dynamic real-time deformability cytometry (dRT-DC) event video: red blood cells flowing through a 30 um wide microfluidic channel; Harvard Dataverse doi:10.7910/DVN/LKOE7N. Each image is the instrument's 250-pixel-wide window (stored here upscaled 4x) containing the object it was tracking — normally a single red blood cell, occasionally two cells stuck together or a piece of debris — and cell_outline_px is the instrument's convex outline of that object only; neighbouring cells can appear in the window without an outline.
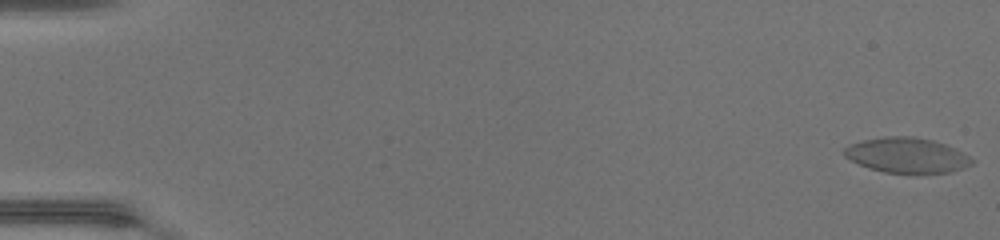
{"species": "common noctule bat (a hibernating species)", "species_latin": "Nyctalus noctula", "temperature_condition": "warm", "stored_images_in_passage": 51, "camera_frame_rate_fps": 3000, "um_per_image_px": 0.085, "animal": {"sex": "female", "body_mass_g": 17.0, "forearm_length_mm": 48.0}, "frame": {"image": 1, "passage_image": 1, "time_ms": 0.0, "image_size_px": [1000, 240], "cell_outline_px": [[976, 160], [972, 164], [964, 168], [948, 172], [884, 172], [868, 168], [844, 156], [844, 148], [848, 144], [864, 140], [888, 136], [912, 136], [932, 140], [944, 144]], "centroid_in_image_um": [77.06, 13.19], "position_along_channel_um": 7.9, "area_um2": 25.66}}
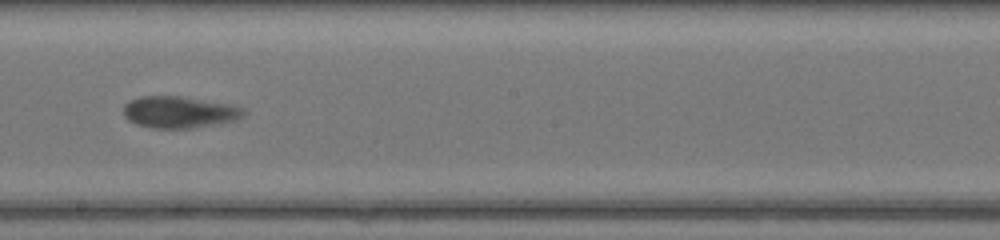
{"frame": {"image": 2, "passage_image": 30, "time_ms": 9.667, "image_size_px": [1000, 240], "cell_outline_px": [[248, 112], [244, 116], [236, 120], [220, 124], [192, 128], [152, 128], [136, 124], [128, 120], [124, 116], [124, 104], [128, 100], [140, 96], [180, 96], [232, 104], [244, 108]], "centroid_in_image_um": [15.28, 9.53], "position_along_channel_um": 232.9, "area_um2": 22.6}}
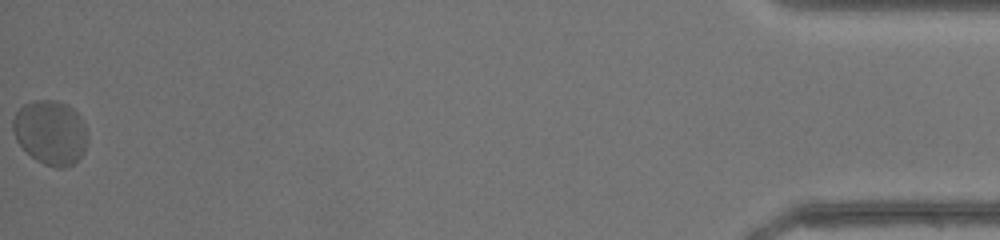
{"frame": {"image": 3, "passage_image": 51, "time_ms": 16.667, "image_size_px": [1000, 240], "cell_outline_px": [[88, 140], [84, 152], [72, 164], [64, 168], [56, 168], [44, 164], [36, 160], [16, 140], [12, 128], [12, 120], [16, 112], [24, 104], [32, 100], [56, 100], [72, 108], [80, 116], [84, 124], [88, 136]], "centroid_in_image_um": [4.29, 11.25], "position_along_channel_um": 430.9, "area_um2": 27.98}, "authors_computed_cell_mechanics": {"area_um2": 23.8714, "velocity_mm_per_s": 4.2112, "shape_relaxation_time_tau1_ms": 3.9895, "shape_relaxation_time_tau2_ms": null, "deformation_change_tau1": 0.1782, "deformation_change_tau2": null}}